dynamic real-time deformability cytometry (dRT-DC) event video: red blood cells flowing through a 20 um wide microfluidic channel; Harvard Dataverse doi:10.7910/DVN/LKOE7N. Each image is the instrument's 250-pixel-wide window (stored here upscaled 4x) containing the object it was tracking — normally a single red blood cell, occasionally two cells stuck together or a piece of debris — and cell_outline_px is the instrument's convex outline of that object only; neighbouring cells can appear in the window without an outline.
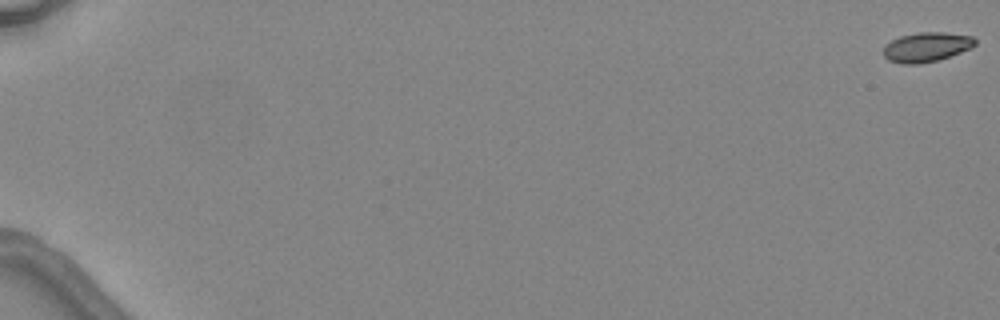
{"species": "common noctule bat (a hibernating species)", "species_latin": "Nyctalus noctula", "temperature_condition": "warm", "stored_images_in_passage": 7, "camera_frame_rate_fps": 3000, "um_per_image_px": 0.085, "animal": {"sex": "female", "body_mass_g": 24.6, "forearm_length_mm": 56.2}, "frame": {"image": 1, "passage_image": 1, "time_ms": 0.0, "image_size_px": [1000, 320], "cell_outline_px": [[976, 44], [972, 48], [936, 60], [916, 64], [904, 64], [888, 60], [884, 56], [884, 48], [892, 40], [900, 36], [920, 32], [944, 32], [972, 36], [976, 40]], "centroid_in_image_um": [78.77, 3.99], "position_along_channel_um": 6.2, "area_um2": 15.55}}
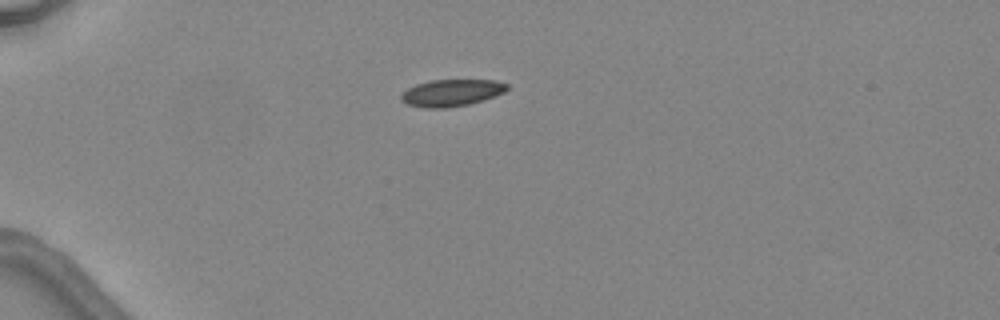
{"frame": {"image": 2, "passage_image": 5, "time_ms": 5.0, "image_size_px": [1000, 320], "cell_outline_px": [[508, 88], [504, 92], [484, 100], [468, 104], [444, 108], [424, 108], [408, 104], [400, 100], [400, 96], [408, 88], [416, 84], [432, 80], [492, 80], [508, 84]], "centroid_in_image_um": [38.37, 7.89], "position_along_channel_um": 46.6, "area_um2": 16.47}}